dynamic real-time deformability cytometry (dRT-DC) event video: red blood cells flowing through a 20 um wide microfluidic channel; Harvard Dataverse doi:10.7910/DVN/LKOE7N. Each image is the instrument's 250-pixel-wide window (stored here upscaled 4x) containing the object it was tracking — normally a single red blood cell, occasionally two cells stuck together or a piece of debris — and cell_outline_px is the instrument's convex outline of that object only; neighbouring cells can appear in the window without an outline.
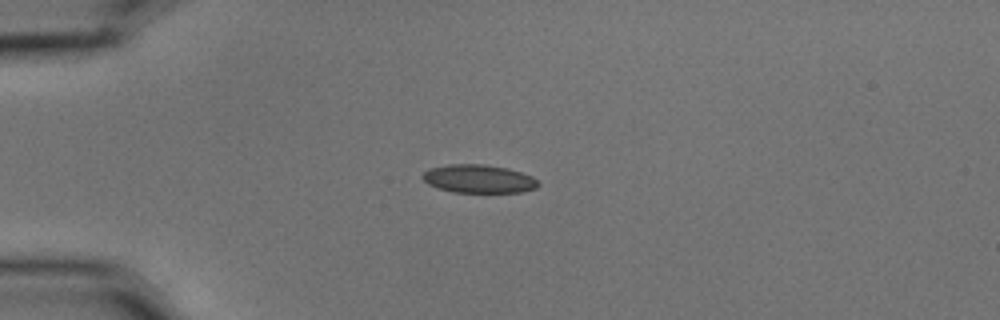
{"species": "common noctule bat (a hibernating species)", "species_latin": "Nyctalus noctula", "temperature_condition": "cold", "stored_images_in_passage": 8, "camera_frame_rate_fps": 3000, "um_per_image_px": 0.085, "animal": {"sex": "male", "body_mass_g": 15.6}, "frame": {"image": 1, "passage_image": 3, "time_ms": 0.667, "image_size_px": [1000, 320], "cell_outline_px": [[540, 184], [536, 188], [520, 192], [452, 192], [436, 188], [428, 184], [420, 176], [428, 168], [448, 164], [484, 164], [508, 168], [532, 176]], "centroid_in_image_um": [40.65, 15.19], "position_along_channel_um": 44.4, "area_um2": 19.19}}
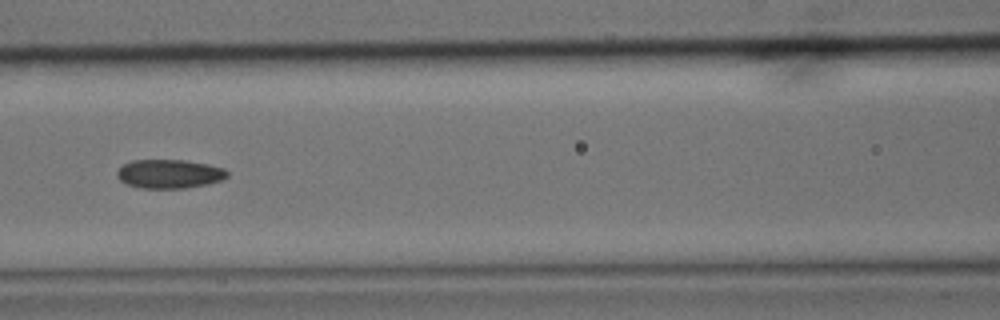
{"frame": {"image": 2, "passage_image": 6, "time_ms": 1.667, "image_size_px": [1000, 320], "cell_outline_px": [[228, 176], [220, 180], [208, 184], [184, 188], [140, 188], [124, 184], [116, 176], [116, 172], [124, 164], [132, 160], [184, 160], [208, 164], [224, 168], [228, 172]], "centroid_in_image_um": [14.37, 14.78], "position_along_channel_um": 152.2, "area_um2": 18.61}}
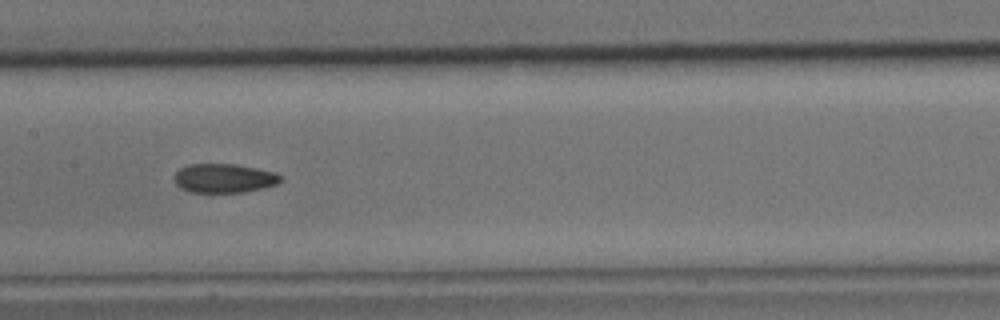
{"frame": {"image": 3, "passage_image": 7, "time_ms": 2.0, "image_size_px": [1000, 320], "cell_outline_px": [[280, 180], [276, 184], [264, 188], [244, 192], [192, 192], [180, 188], [176, 184], [176, 172], [180, 168], [188, 164], [232, 164], [256, 168], [276, 172], [280, 176]], "centroid_in_image_um": [19.04, 15.15], "position_along_channel_um": 188.4, "area_um2": 17.8}}